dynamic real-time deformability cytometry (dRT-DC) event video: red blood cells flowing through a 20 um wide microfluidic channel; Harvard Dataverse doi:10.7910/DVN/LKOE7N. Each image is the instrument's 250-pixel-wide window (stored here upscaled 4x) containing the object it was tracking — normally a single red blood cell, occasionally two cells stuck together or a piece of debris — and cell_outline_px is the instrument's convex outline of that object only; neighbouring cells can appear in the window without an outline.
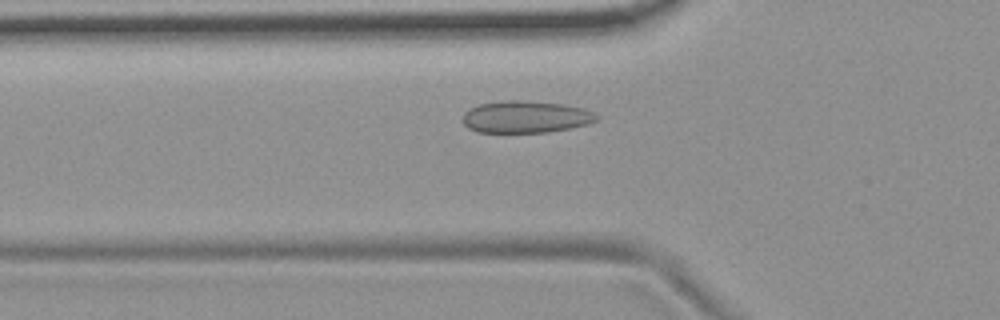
{"species": "common noctule bat (a hibernating species)", "species_latin": "Nyctalus noctula", "temperature_condition": "room temperature", "stored_images_in_passage": 47, "camera_frame_rate_fps": 3000, "um_per_image_px": 0.085, "animal": {"sex": "female", "body_mass_g": 19.9}, "frame": {"image": 1, "passage_image": 13, "time_ms": 4.0, "image_size_px": [1000, 320], "cell_outline_px": [[600, 116], [596, 120], [588, 124], [548, 132], [476, 132], [468, 128], [460, 120], [464, 112], [468, 108], [480, 104], [508, 100], [516, 100], [564, 104], [584, 108]], "centroid_in_image_um": [44.64, 9.93], "position_along_channel_um": 81.2, "area_um2": 25.03}}
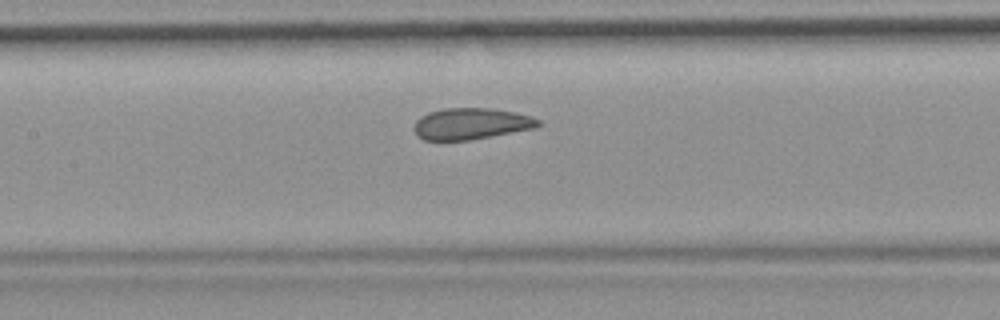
{"frame": {"image": 2, "passage_image": 20, "time_ms": 6.333, "image_size_px": [1000, 320], "cell_outline_px": [[540, 124], [536, 128], [468, 140], [424, 140], [416, 136], [412, 128], [416, 120], [420, 116], [428, 112], [444, 108], [496, 108], [516, 112], [532, 116], [540, 120]], "centroid_in_image_um": [40.02, 10.51], "position_along_channel_um": 167.4, "area_um2": 23.0}}
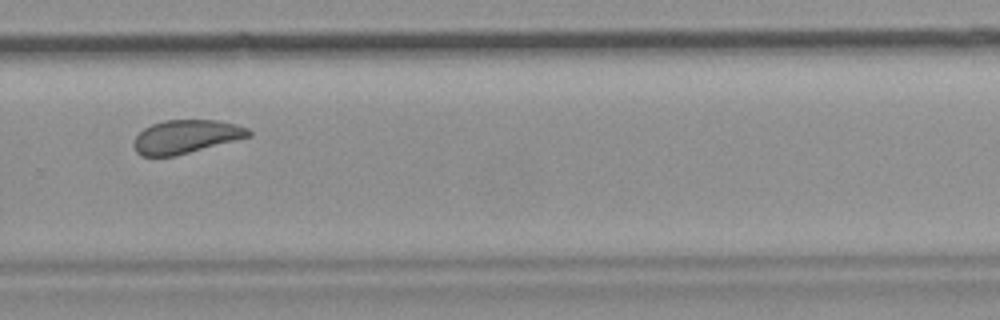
{"frame": {"image": 3, "passage_image": 32, "time_ms": 10.333, "image_size_px": [1000, 320], "cell_outline_px": [[252, 136], [176, 156], [144, 156], [136, 152], [132, 144], [136, 136], [144, 128], [152, 124], [164, 120], [216, 120], [236, 124], [248, 128], [252, 132]], "centroid_in_image_um": [15.82, 11.62], "position_along_channel_um": 314.0, "area_um2": 22.48}}